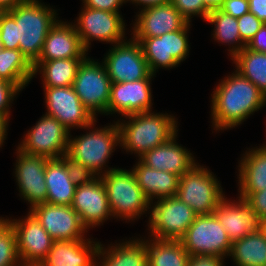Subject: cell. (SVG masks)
<instances>
[{
  "label": "cell",
  "mask_w": 266,
  "mask_h": 266,
  "mask_svg": "<svg viewBox=\"0 0 266 266\" xmlns=\"http://www.w3.org/2000/svg\"><path fill=\"white\" fill-rule=\"evenodd\" d=\"M187 266H225L224 258L215 255L190 256Z\"/></svg>",
  "instance_id": "ee69618b"
},
{
  "label": "cell",
  "mask_w": 266,
  "mask_h": 266,
  "mask_svg": "<svg viewBox=\"0 0 266 266\" xmlns=\"http://www.w3.org/2000/svg\"><path fill=\"white\" fill-rule=\"evenodd\" d=\"M0 39L5 49H19L16 21L7 11L0 12Z\"/></svg>",
  "instance_id": "8d00e7d4"
},
{
  "label": "cell",
  "mask_w": 266,
  "mask_h": 266,
  "mask_svg": "<svg viewBox=\"0 0 266 266\" xmlns=\"http://www.w3.org/2000/svg\"><path fill=\"white\" fill-rule=\"evenodd\" d=\"M83 59L68 58L51 61H35L32 64L34 77L40 73L43 87L72 86Z\"/></svg>",
  "instance_id": "f1b7e54d"
},
{
  "label": "cell",
  "mask_w": 266,
  "mask_h": 266,
  "mask_svg": "<svg viewBox=\"0 0 266 266\" xmlns=\"http://www.w3.org/2000/svg\"><path fill=\"white\" fill-rule=\"evenodd\" d=\"M110 48L102 61L112 83L133 82L155 76L150 71L140 43L133 37Z\"/></svg>",
  "instance_id": "4fadbf2b"
},
{
  "label": "cell",
  "mask_w": 266,
  "mask_h": 266,
  "mask_svg": "<svg viewBox=\"0 0 266 266\" xmlns=\"http://www.w3.org/2000/svg\"><path fill=\"white\" fill-rule=\"evenodd\" d=\"M216 177L210 169L197 163L179 178L176 197L198 215L213 214L225 198Z\"/></svg>",
  "instance_id": "8992f818"
},
{
  "label": "cell",
  "mask_w": 266,
  "mask_h": 266,
  "mask_svg": "<svg viewBox=\"0 0 266 266\" xmlns=\"http://www.w3.org/2000/svg\"><path fill=\"white\" fill-rule=\"evenodd\" d=\"M246 47L254 52H266V23H263Z\"/></svg>",
  "instance_id": "7bdbcfd3"
},
{
  "label": "cell",
  "mask_w": 266,
  "mask_h": 266,
  "mask_svg": "<svg viewBox=\"0 0 266 266\" xmlns=\"http://www.w3.org/2000/svg\"><path fill=\"white\" fill-rule=\"evenodd\" d=\"M81 177L67 157L49 159L45 167L46 202L71 206Z\"/></svg>",
  "instance_id": "ffe728a7"
},
{
  "label": "cell",
  "mask_w": 266,
  "mask_h": 266,
  "mask_svg": "<svg viewBox=\"0 0 266 266\" xmlns=\"http://www.w3.org/2000/svg\"><path fill=\"white\" fill-rule=\"evenodd\" d=\"M211 96V122L217 132L241 125L266 106V96L235 69L217 84Z\"/></svg>",
  "instance_id": "6da1fadb"
},
{
  "label": "cell",
  "mask_w": 266,
  "mask_h": 266,
  "mask_svg": "<svg viewBox=\"0 0 266 266\" xmlns=\"http://www.w3.org/2000/svg\"><path fill=\"white\" fill-rule=\"evenodd\" d=\"M149 211L148 237L161 240H180L198 216L176 196L152 201Z\"/></svg>",
  "instance_id": "52a82bcc"
},
{
  "label": "cell",
  "mask_w": 266,
  "mask_h": 266,
  "mask_svg": "<svg viewBox=\"0 0 266 266\" xmlns=\"http://www.w3.org/2000/svg\"><path fill=\"white\" fill-rule=\"evenodd\" d=\"M69 137L70 131L56 118L43 114L17 147L27 154L56 159L67 156Z\"/></svg>",
  "instance_id": "8fae6325"
},
{
  "label": "cell",
  "mask_w": 266,
  "mask_h": 266,
  "mask_svg": "<svg viewBox=\"0 0 266 266\" xmlns=\"http://www.w3.org/2000/svg\"><path fill=\"white\" fill-rule=\"evenodd\" d=\"M28 0H0V12H6L12 10L19 4H22Z\"/></svg>",
  "instance_id": "c3c4849f"
},
{
  "label": "cell",
  "mask_w": 266,
  "mask_h": 266,
  "mask_svg": "<svg viewBox=\"0 0 266 266\" xmlns=\"http://www.w3.org/2000/svg\"><path fill=\"white\" fill-rule=\"evenodd\" d=\"M100 178L114 219L130 222L139 219L147 211L149 214L151 202L142 192L131 169L114 167Z\"/></svg>",
  "instance_id": "5b68a950"
},
{
  "label": "cell",
  "mask_w": 266,
  "mask_h": 266,
  "mask_svg": "<svg viewBox=\"0 0 266 266\" xmlns=\"http://www.w3.org/2000/svg\"><path fill=\"white\" fill-rule=\"evenodd\" d=\"M7 218H2V216L0 217V225L6 220Z\"/></svg>",
  "instance_id": "f5cc1de1"
},
{
  "label": "cell",
  "mask_w": 266,
  "mask_h": 266,
  "mask_svg": "<svg viewBox=\"0 0 266 266\" xmlns=\"http://www.w3.org/2000/svg\"><path fill=\"white\" fill-rule=\"evenodd\" d=\"M240 159L238 197L266 189V142L259 148H249Z\"/></svg>",
  "instance_id": "4316f807"
},
{
  "label": "cell",
  "mask_w": 266,
  "mask_h": 266,
  "mask_svg": "<svg viewBox=\"0 0 266 266\" xmlns=\"http://www.w3.org/2000/svg\"><path fill=\"white\" fill-rule=\"evenodd\" d=\"M45 95L46 115L56 118L70 132L71 129H84L95 118L82 104L73 86L43 87Z\"/></svg>",
  "instance_id": "2e32d148"
},
{
  "label": "cell",
  "mask_w": 266,
  "mask_h": 266,
  "mask_svg": "<svg viewBox=\"0 0 266 266\" xmlns=\"http://www.w3.org/2000/svg\"><path fill=\"white\" fill-rule=\"evenodd\" d=\"M190 256L229 258L232 241L214 214L198 215L180 239Z\"/></svg>",
  "instance_id": "30bf717a"
},
{
  "label": "cell",
  "mask_w": 266,
  "mask_h": 266,
  "mask_svg": "<svg viewBox=\"0 0 266 266\" xmlns=\"http://www.w3.org/2000/svg\"><path fill=\"white\" fill-rule=\"evenodd\" d=\"M260 230L263 232L266 238V219L260 221Z\"/></svg>",
  "instance_id": "f907efd6"
},
{
  "label": "cell",
  "mask_w": 266,
  "mask_h": 266,
  "mask_svg": "<svg viewBox=\"0 0 266 266\" xmlns=\"http://www.w3.org/2000/svg\"><path fill=\"white\" fill-rule=\"evenodd\" d=\"M132 26V37H160L181 29L187 21L171 3L138 11Z\"/></svg>",
  "instance_id": "7402d4cb"
},
{
  "label": "cell",
  "mask_w": 266,
  "mask_h": 266,
  "mask_svg": "<svg viewBox=\"0 0 266 266\" xmlns=\"http://www.w3.org/2000/svg\"><path fill=\"white\" fill-rule=\"evenodd\" d=\"M116 122L120 134V147L126 153H134L138 158L166 143L178 132V121L170 113L154 111L134 113Z\"/></svg>",
  "instance_id": "3957f363"
},
{
  "label": "cell",
  "mask_w": 266,
  "mask_h": 266,
  "mask_svg": "<svg viewBox=\"0 0 266 266\" xmlns=\"http://www.w3.org/2000/svg\"><path fill=\"white\" fill-rule=\"evenodd\" d=\"M111 85L103 61L99 63L86 56L77 70L72 86L82 104L96 118V113L107 115Z\"/></svg>",
  "instance_id": "ba28073f"
},
{
  "label": "cell",
  "mask_w": 266,
  "mask_h": 266,
  "mask_svg": "<svg viewBox=\"0 0 266 266\" xmlns=\"http://www.w3.org/2000/svg\"><path fill=\"white\" fill-rule=\"evenodd\" d=\"M0 266H23L17 252V237L6 219L0 225Z\"/></svg>",
  "instance_id": "e575fe53"
},
{
  "label": "cell",
  "mask_w": 266,
  "mask_h": 266,
  "mask_svg": "<svg viewBox=\"0 0 266 266\" xmlns=\"http://www.w3.org/2000/svg\"><path fill=\"white\" fill-rule=\"evenodd\" d=\"M240 198L246 200L260 221L266 219V189L252 194H242Z\"/></svg>",
  "instance_id": "ab89813d"
},
{
  "label": "cell",
  "mask_w": 266,
  "mask_h": 266,
  "mask_svg": "<svg viewBox=\"0 0 266 266\" xmlns=\"http://www.w3.org/2000/svg\"><path fill=\"white\" fill-rule=\"evenodd\" d=\"M10 120L0 112V148L2 147L3 143H5L7 137V130L9 126Z\"/></svg>",
  "instance_id": "7dc6e473"
},
{
  "label": "cell",
  "mask_w": 266,
  "mask_h": 266,
  "mask_svg": "<svg viewBox=\"0 0 266 266\" xmlns=\"http://www.w3.org/2000/svg\"><path fill=\"white\" fill-rule=\"evenodd\" d=\"M235 69L251 81L266 96V55L254 52L247 47L238 52L232 59Z\"/></svg>",
  "instance_id": "836d02e7"
},
{
  "label": "cell",
  "mask_w": 266,
  "mask_h": 266,
  "mask_svg": "<svg viewBox=\"0 0 266 266\" xmlns=\"http://www.w3.org/2000/svg\"><path fill=\"white\" fill-rule=\"evenodd\" d=\"M56 11L39 0H28L7 11L16 21L19 50L31 64L39 58L48 32L59 20Z\"/></svg>",
  "instance_id": "277c9868"
},
{
  "label": "cell",
  "mask_w": 266,
  "mask_h": 266,
  "mask_svg": "<svg viewBox=\"0 0 266 266\" xmlns=\"http://www.w3.org/2000/svg\"><path fill=\"white\" fill-rule=\"evenodd\" d=\"M190 26L187 22L181 29L160 37H133L140 43L152 74L156 75L159 68H175L186 60L190 51Z\"/></svg>",
  "instance_id": "9c48e42d"
},
{
  "label": "cell",
  "mask_w": 266,
  "mask_h": 266,
  "mask_svg": "<svg viewBox=\"0 0 266 266\" xmlns=\"http://www.w3.org/2000/svg\"><path fill=\"white\" fill-rule=\"evenodd\" d=\"M131 170L136 182L150 202L154 199L176 196L180 178L178 175L150 168L139 159Z\"/></svg>",
  "instance_id": "83f0119b"
},
{
  "label": "cell",
  "mask_w": 266,
  "mask_h": 266,
  "mask_svg": "<svg viewBox=\"0 0 266 266\" xmlns=\"http://www.w3.org/2000/svg\"><path fill=\"white\" fill-rule=\"evenodd\" d=\"M170 2L188 23L192 22L194 16L201 17L206 21L210 13L203 0H171Z\"/></svg>",
  "instance_id": "d590c367"
},
{
  "label": "cell",
  "mask_w": 266,
  "mask_h": 266,
  "mask_svg": "<svg viewBox=\"0 0 266 266\" xmlns=\"http://www.w3.org/2000/svg\"><path fill=\"white\" fill-rule=\"evenodd\" d=\"M141 238H130L126 242H116V245L108 244L107 248L100 242L96 266H148L146 237Z\"/></svg>",
  "instance_id": "484cf974"
},
{
  "label": "cell",
  "mask_w": 266,
  "mask_h": 266,
  "mask_svg": "<svg viewBox=\"0 0 266 266\" xmlns=\"http://www.w3.org/2000/svg\"><path fill=\"white\" fill-rule=\"evenodd\" d=\"M55 241L82 240L88 230L71 206L42 203L29 209ZM86 236V237H85Z\"/></svg>",
  "instance_id": "e0dca14e"
},
{
  "label": "cell",
  "mask_w": 266,
  "mask_h": 266,
  "mask_svg": "<svg viewBox=\"0 0 266 266\" xmlns=\"http://www.w3.org/2000/svg\"><path fill=\"white\" fill-rule=\"evenodd\" d=\"M249 12L266 23V0H249Z\"/></svg>",
  "instance_id": "f6af8a7d"
},
{
  "label": "cell",
  "mask_w": 266,
  "mask_h": 266,
  "mask_svg": "<svg viewBox=\"0 0 266 266\" xmlns=\"http://www.w3.org/2000/svg\"><path fill=\"white\" fill-rule=\"evenodd\" d=\"M87 52L73 22L58 20L48 32L36 61L85 58L88 55Z\"/></svg>",
  "instance_id": "603a6c76"
},
{
  "label": "cell",
  "mask_w": 266,
  "mask_h": 266,
  "mask_svg": "<svg viewBox=\"0 0 266 266\" xmlns=\"http://www.w3.org/2000/svg\"><path fill=\"white\" fill-rule=\"evenodd\" d=\"M71 207L77 212L87 230L103 225L105 221L113 218L100 176L80 178Z\"/></svg>",
  "instance_id": "5bb4252c"
},
{
  "label": "cell",
  "mask_w": 266,
  "mask_h": 266,
  "mask_svg": "<svg viewBox=\"0 0 266 266\" xmlns=\"http://www.w3.org/2000/svg\"><path fill=\"white\" fill-rule=\"evenodd\" d=\"M206 22L214 25L213 34L211 35L215 42L229 45L227 50L229 52L228 56L230 55L231 57L230 59L246 47V44L241 40L237 18L218 9L209 13Z\"/></svg>",
  "instance_id": "d6a6232c"
},
{
  "label": "cell",
  "mask_w": 266,
  "mask_h": 266,
  "mask_svg": "<svg viewBox=\"0 0 266 266\" xmlns=\"http://www.w3.org/2000/svg\"><path fill=\"white\" fill-rule=\"evenodd\" d=\"M21 90L14 84L0 79V112L10 120V108Z\"/></svg>",
  "instance_id": "f35d334b"
},
{
  "label": "cell",
  "mask_w": 266,
  "mask_h": 266,
  "mask_svg": "<svg viewBox=\"0 0 266 266\" xmlns=\"http://www.w3.org/2000/svg\"><path fill=\"white\" fill-rule=\"evenodd\" d=\"M76 19L73 24L87 51L94 40L106 42L112 46L127 40L126 25L121 13L92 9L83 5Z\"/></svg>",
  "instance_id": "7c38bea8"
},
{
  "label": "cell",
  "mask_w": 266,
  "mask_h": 266,
  "mask_svg": "<svg viewBox=\"0 0 266 266\" xmlns=\"http://www.w3.org/2000/svg\"><path fill=\"white\" fill-rule=\"evenodd\" d=\"M33 66L19 49L0 52V79L16 85L21 91L33 79Z\"/></svg>",
  "instance_id": "1f68e13d"
},
{
  "label": "cell",
  "mask_w": 266,
  "mask_h": 266,
  "mask_svg": "<svg viewBox=\"0 0 266 266\" xmlns=\"http://www.w3.org/2000/svg\"><path fill=\"white\" fill-rule=\"evenodd\" d=\"M7 220L14 227L17 252L23 266H39L51 250L54 239L46 232L37 218L28 211L27 216Z\"/></svg>",
  "instance_id": "9a60e30c"
},
{
  "label": "cell",
  "mask_w": 266,
  "mask_h": 266,
  "mask_svg": "<svg viewBox=\"0 0 266 266\" xmlns=\"http://www.w3.org/2000/svg\"><path fill=\"white\" fill-rule=\"evenodd\" d=\"M171 0H127V3L134 4L135 6H142L139 7V10H143L146 8L160 6L166 3H169Z\"/></svg>",
  "instance_id": "bcb514c9"
},
{
  "label": "cell",
  "mask_w": 266,
  "mask_h": 266,
  "mask_svg": "<svg viewBox=\"0 0 266 266\" xmlns=\"http://www.w3.org/2000/svg\"><path fill=\"white\" fill-rule=\"evenodd\" d=\"M177 134L178 132L166 143L149 150L139 160L150 168L171 172L181 177L197 162L190 150L176 142Z\"/></svg>",
  "instance_id": "cb8c5ba5"
},
{
  "label": "cell",
  "mask_w": 266,
  "mask_h": 266,
  "mask_svg": "<svg viewBox=\"0 0 266 266\" xmlns=\"http://www.w3.org/2000/svg\"><path fill=\"white\" fill-rule=\"evenodd\" d=\"M100 242L82 240L54 241L47 257L39 266H96Z\"/></svg>",
  "instance_id": "d4e9b609"
},
{
  "label": "cell",
  "mask_w": 266,
  "mask_h": 266,
  "mask_svg": "<svg viewBox=\"0 0 266 266\" xmlns=\"http://www.w3.org/2000/svg\"><path fill=\"white\" fill-rule=\"evenodd\" d=\"M239 33L241 40L247 43L254 37L256 32L260 29L263 22L260 21L254 14L248 12L243 16L237 18Z\"/></svg>",
  "instance_id": "74e56055"
},
{
  "label": "cell",
  "mask_w": 266,
  "mask_h": 266,
  "mask_svg": "<svg viewBox=\"0 0 266 266\" xmlns=\"http://www.w3.org/2000/svg\"><path fill=\"white\" fill-rule=\"evenodd\" d=\"M237 198L234 201L224 198L213 212L232 242L260 230L254 210L245 199Z\"/></svg>",
  "instance_id": "44dd1931"
},
{
  "label": "cell",
  "mask_w": 266,
  "mask_h": 266,
  "mask_svg": "<svg viewBox=\"0 0 266 266\" xmlns=\"http://www.w3.org/2000/svg\"><path fill=\"white\" fill-rule=\"evenodd\" d=\"M236 266H266V238L261 230L232 242L229 255Z\"/></svg>",
  "instance_id": "4dcf8cb0"
},
{
  "label": "cell",
  "mask_w": 266,
  "mask_h": 266,
  "mask_svg": "<svg viewBox=\"0 0 266 266\" xmlns=\"http://www.w3.org/2000/svg\"><path fill=\"white\" fill-rule=\"evenodd\" d=\"M219 10L239 18L249 12V0H225Z\"/></svg>",
  "instance_id": "60d3db41"
},
{
  "label": "cell",
  "mask_w": 266,
  "mask_h": 266,
  "mask_svg": "<svg viewBox=\"0 0 266 266\" xmlns=\"http://www.w3.org/2000/svg\"><path fill=\"white\" fill-rule=\"evenodd\" d=\"M14 177L19 188V196L30 204L29 209L46 202L47 186L45 167L49 160L43 156L22 152L16 147Z\"/></svg>",
  "instance_id": "ac0fdd59"
},
{
  "label": "cell",
  "mask_w": 266,
  "mask_h": 266,
  "mask_svg": "<svg viewBox=\"0 0 266 266\" xmlns=\"http://www.w3.org/2000/svg\"><path fill=\"white\" fill-rule=\"evenodd\" d=\"M96 122L97 119L86 127L87 130L90 129L89 132L75 138H71L70 134L69 137L66 157L82 176H101L114 169H106V164L115 152V147L120 146L117 122L95 128Z\"/></svg>",
  "instance_id": "7a4b0ae2"
},
{
  "label": "cell",
  "mask_w": 266,
  "mask_h": 266,
  "mask_svg": "<svg viewBox=\"0 0 266 266\" xmlns=\"http://www.w3.org/2000/svg\"><path fill=\"white\" fill-rule=\"evenodd\" d=\"M146 77L133 82L112 83L107 115L124 117L134 113L152 111L151 79Z\"/></svg>",
  "instance_id": "d6986e66"
},
{
  "label": "cell",
  "mask_w": 266,
  "mask_h": 266,
  "mask_svg": "<svg viewBox=\"0 0 266 266\" xmlns=\"http://www.w3.org/2000/svg\"><path fill=\"white\" fill-rule=\"evenodd\" d=\"M225 0H203L205 7L211 12L218 10Z\"/></svg>",
  "instance_id": "681fc988"
},
{
  "label": "cell",
  "mask_w": 266,
  "mask_h": 266,
  "mask_svg": "<svg viewBox=\"0 0 266 266\" xmlns=\"http://www.w3.org/2000/svg\"><path fill=\"white\" fill-rule=\"evenodd\" d=\"M82 4L88 8L120 13V7L127 0H82Z\"/></svg>",
  "instance_id": "b9f144b4"
},
{
  "label": "cell",
  "mask_w": 266,
  "mask_h": 266,
  "mask_svg": "<svg viewBox=\"0 0 266 266\" xmlns=\"http://www.w3.org/2000/svg\"><path fill=\"white\" fill-rule=\"evenodd\" d=\"M148 266H187L190 255L180 240L146 237Z\"/></svg>",
  "instance_id": "f546056e"
},
{
  "label": "cell",
  "mask_w": 266,
  "mask_h": 266,
  "mask_svg": "<svg viewBox=\"0 0 266 266\" xmlns=\"http://www.w3.org/2000/svg\"><path fill=\"white\" fill-rule=\"evenodd\" d=\"M3 49H4V47H3V42H2L1 39H0V52H1Z\"/></svg>",
  "instance_id": "816d5d0a"
}]
</instances>
